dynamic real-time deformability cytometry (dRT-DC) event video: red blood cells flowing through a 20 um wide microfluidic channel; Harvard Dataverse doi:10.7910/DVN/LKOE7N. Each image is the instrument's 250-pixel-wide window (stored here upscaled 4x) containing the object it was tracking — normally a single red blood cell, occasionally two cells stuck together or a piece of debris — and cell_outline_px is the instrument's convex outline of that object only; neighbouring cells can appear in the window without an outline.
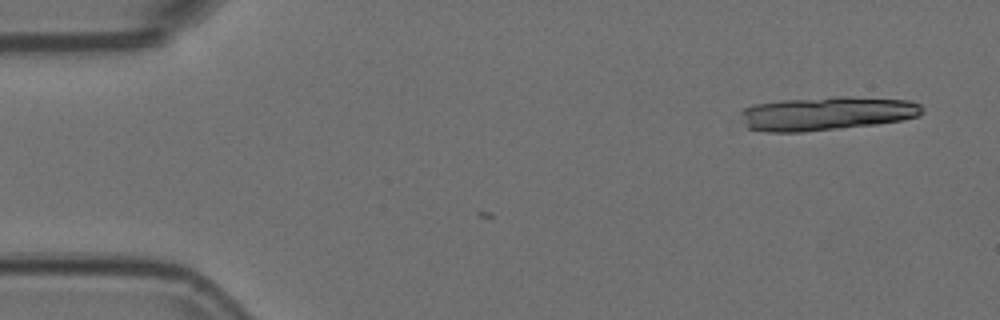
{"species": "Egyptian fruit bat (a non-hibernating species)", "species_latin": "Rousettus aegyptiacus", "temperature_condition": "room temperature", "stored_images_in_passage": 4, "camera_frame_rate_fps": 3000, "um_per_image_px": 0.085, "animal": {"sex": "female"}, "frame": {"image": 1, "passage_image": 4, "time_ms": 1.0, "image_size_px": [1000, 320], "cell_outline_px": [[924, 112], [920, 116], [900, 120], [876, 124], [840, 128], [800, 132], [768, 132], [748, 128], [740, 112], [744, 108], [752, 104], [780, 100], [836, 96], [848, 96], [908, 100], [920, 104], [924, 108]], "centroid_in_image_um": [70.28, 9.63], "position_along_channel_um": 14.7, "area_um2": 35.78}}